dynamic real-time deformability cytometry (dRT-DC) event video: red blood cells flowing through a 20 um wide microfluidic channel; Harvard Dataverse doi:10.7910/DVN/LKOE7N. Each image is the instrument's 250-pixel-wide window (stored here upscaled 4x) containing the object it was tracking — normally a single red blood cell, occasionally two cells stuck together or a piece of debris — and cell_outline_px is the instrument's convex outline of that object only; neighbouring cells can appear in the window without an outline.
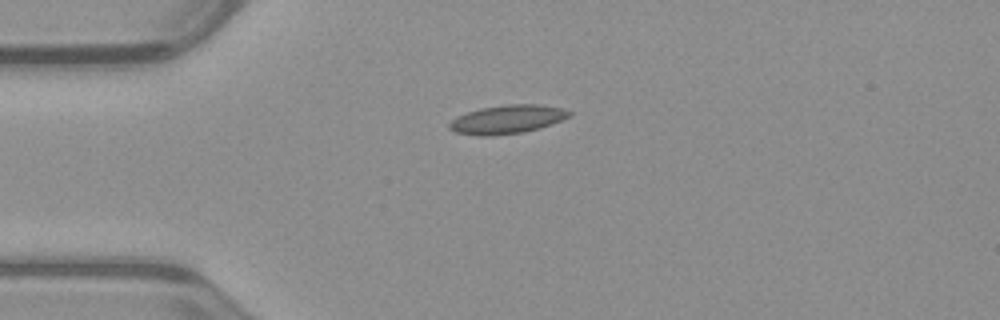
{"species": "common noctule bat (a hibernating species)", "species_latin": "Nyctalus noctula", "temperature_condition": "warm", "stored_images_in_passage": 40, "camera_frame_rate_fps": 3000, "um_per_image_px": 0.085, "animal": {"sex": "male", "body_mass_g": 23.1, "forearm_length_mm": 52.7}, "frame": {"image": 1, "passage_image": 1, "time_ms": 0.0, "image_size_px": [1000, 320], "cell_outline_px": [[572, 116], [552, 124], [540, 128], [524, 132], [492, 136], [480, 136], [456, 132], [448, 128], [448, 124], [456, 116], [480, 108], [508, 104], [536, 104], [560, 108], [572, 112]], "centroid_in_image_um": [43.11, 10.15], "position_along_channel_um": 41.9, "area_um2": 20.06}}
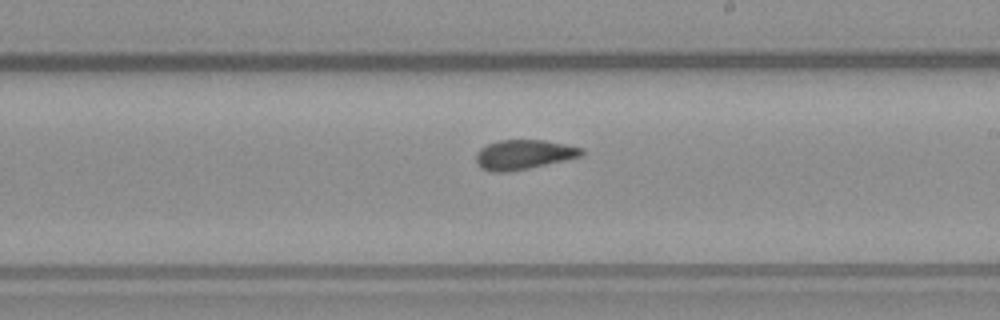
{"frame": {"image": 2, "passage_image": 18, "time_ms": 5.667, "image_size_px": [1000, 320], "cell_outline_px": [[584, 156], [528, 168], [508, 172], [492, 172], [480, 168], [476, 164], [476, 152], [480, 148], [488, 144], [500, 140], [544, 140], [584, 148]], "centroid_in_image_um": [44.5, 13.14], "position_along_channel_um": 244.5, "area_um2": 18.32}}
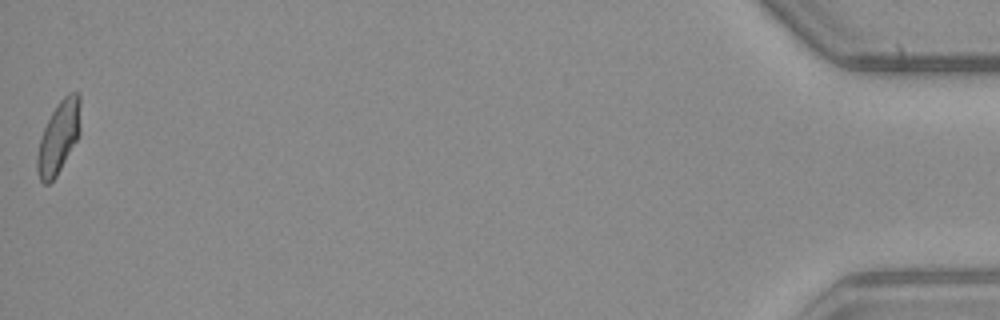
{"frame": {"image": 3, "passage_image": 40, "time_ms": 13.0, "image_size_px": [1000, 320], "cell_outline_px": [[80, 132], [76, 140], [56, 176], [48, 184], [44, 184], [40, 180], [36, 168], [36, 156], [40, 140], [44, 128], [56, 104], [68, 92], [80, 92]], "centroid_in_image_um": [4.98, 11.63], "position_along_channel_um": 430.2, "area_um2": 18.09}, "authors_computed_cell_mechanics": {"area_um2": 18.0914, "velocity_mm_per_s": 3.9729, "shape_relaxation_time_tau1_ms": null, "shape_relaxation_time_tau2_ms": 1.443, "deformation_change_tau1": null, "deformation_change_tau2": 0.0858}}